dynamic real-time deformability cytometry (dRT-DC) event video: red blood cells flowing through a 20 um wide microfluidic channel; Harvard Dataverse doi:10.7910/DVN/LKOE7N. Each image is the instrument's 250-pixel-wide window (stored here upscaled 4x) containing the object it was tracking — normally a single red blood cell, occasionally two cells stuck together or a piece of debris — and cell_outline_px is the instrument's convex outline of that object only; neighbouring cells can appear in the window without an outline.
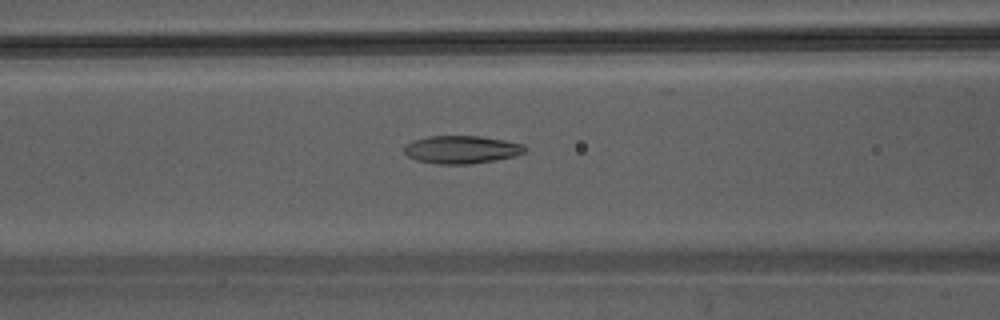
{"species": "Egyptian fruit bat (a non-hibernating species)", "species_latin": "Rousettus aegyptiacus", "temperature_condition": "warm", "stored_images_in_passage": 33, "camera_frame_rate_fps": 3000, "um_per_image_px": 0.085, "animal": {"sex": "male"}, "frame": {"image": 1, "passage_image": 7, "time_ms": 2.0, "image_size_px": [1000, 320], "cell_outline_px": [[528, 148], [524, 152], [516, 156], [472, 164], [436, 164], [416, 160], [408, 156], [404, 152], [404, 144], [412, 140], [428, 136], [480, 136], [504, 140], [524, 144]], "centroid_in_image_um": [39.22, 12.71], "position_along_channel_um": 127.4, "area_um2": 19.83}}
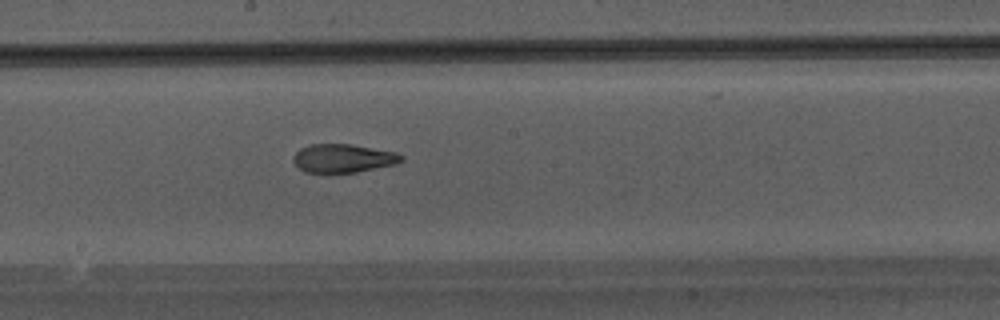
{"frame": {"image": 2, "passage_image": 13, "time_ms": 4.0, "image_size_px": [1000, 320], "cell_outline_px": [[404, 160], [396, 164], [356, 172], [304, 172], [292, 160], [292, 156], [300, 148], [308, 144], [352, 144], [396, 152], [404, 156]], "centroid_in_image_um": [29.17, 13.44], "position_along_channel_um": 219.0, "area_um2": 17.98}}
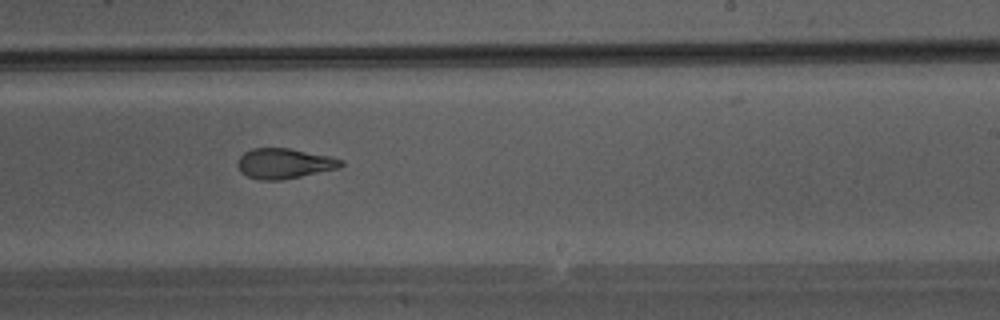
{"frame": {"image": 3, "passage_image": 16, "time_ms": 5.0, "image_size_px": [1000, 320], "cell_outline_px": [[344, 164], [340, 168], [280, 180], [260, 180], [248, 176], [240, 172], [236, 164], [240, 156], [244, 152], [252, 148], [288, 148], [328, 156], [344, 160]], "centroid_in_image_um": [24.14, 13.89], "position_along_channel_um": 264.9, "area_um2": 18.15}}